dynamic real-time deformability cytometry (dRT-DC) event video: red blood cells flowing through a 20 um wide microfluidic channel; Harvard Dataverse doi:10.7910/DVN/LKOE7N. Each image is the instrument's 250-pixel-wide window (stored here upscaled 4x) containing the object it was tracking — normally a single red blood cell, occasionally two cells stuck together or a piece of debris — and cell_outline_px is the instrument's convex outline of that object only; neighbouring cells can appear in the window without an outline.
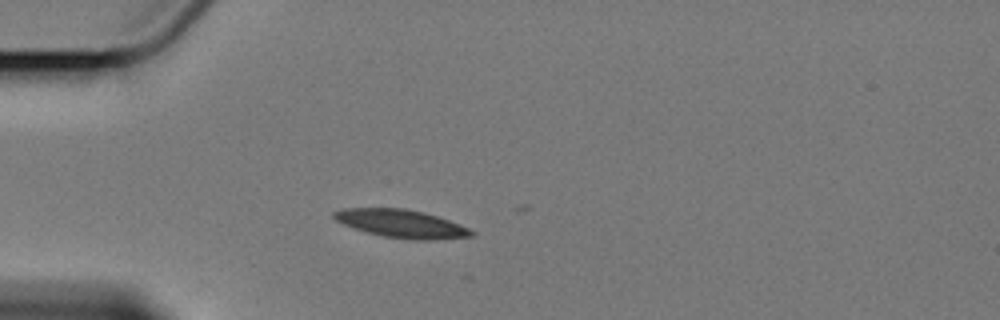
{"species": "Egyptian fruit bat (a non-hibernating species)", "species_latin": "Rousettus aegyptiacus", "temperature_condition": "cold", "stored_images_in_passage": 4, "camera_frame_rate_fps": 3000, "um_per_image_px": 0.085, "animal": {"sex": "female"}, "frame": {"image": 1, "passage_image": 4, "time_ms": 3.333, "image_size_px": [1000, 320], "cell_outline_px": [[476, 236], [436, 240], [412, 240], [380, 236], [352, 228], [336, 220], [332, 216], [332, 212], [344, 208], [404, 208], [424, 212], [460, 224], [476, 232]], "centroid_in_image_um": [34.13, 19.02], "position_along_channel_um": 50.9, "area_um2": 22.77}}